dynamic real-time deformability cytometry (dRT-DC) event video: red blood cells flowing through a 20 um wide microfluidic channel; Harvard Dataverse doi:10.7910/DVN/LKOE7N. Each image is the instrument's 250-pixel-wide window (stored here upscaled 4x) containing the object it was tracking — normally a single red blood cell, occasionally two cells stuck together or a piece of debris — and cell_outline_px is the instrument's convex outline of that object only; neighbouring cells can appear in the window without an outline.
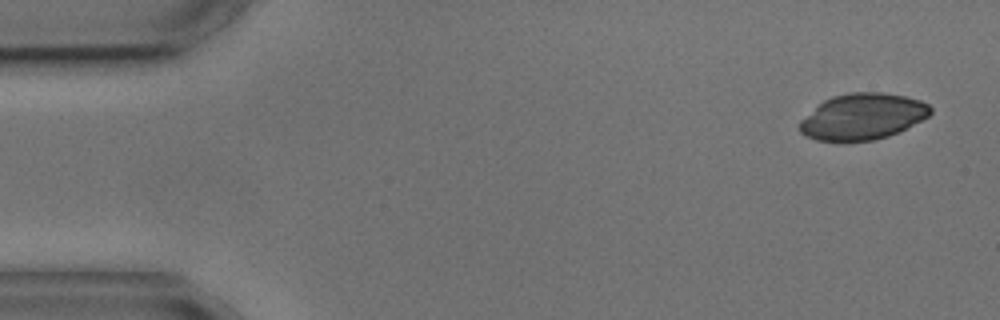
{"species": "common noctule bat (a hibernating species)", "species_latin": "Nyctalus noctula", "temperature_condition": "cold", "stored_images_in_passage": 4, "camera_frame_rate_fps": 3000, "um_per_image_px": 0.085, "animal": {"sex": "male", "body_mass_g": 17.9, "forearm_length_mm": 54.2}, "frame": {"image": 1, "passage_image": 1, "time_ms": 0.0, "image_size_px": [1000, 320], "cell_outline_px": [[932, 112], [928, 116], [900, 132], [888, 136], [872, 140], [816, 140], [804, 136], [796, 128], [800, 120], [824, 100], [832, 96], [848, 92], [884, 92], [904, 96], [920, 100], [928, 104], [932, 108]], "centroid_in_image_um": [73.31, 9.9], "position_along_channel_um": 11.7, "area_um2": 35.2}}